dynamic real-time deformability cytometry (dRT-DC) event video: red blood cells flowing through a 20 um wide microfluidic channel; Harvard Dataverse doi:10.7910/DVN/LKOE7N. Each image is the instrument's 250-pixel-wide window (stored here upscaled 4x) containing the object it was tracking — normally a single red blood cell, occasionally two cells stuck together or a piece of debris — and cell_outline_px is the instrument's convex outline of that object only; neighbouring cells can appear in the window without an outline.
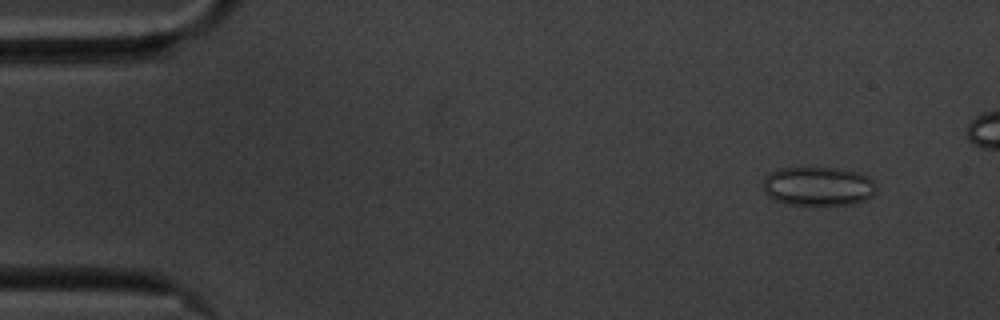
{"species": "common noctule bat (a hibernating species)", "species_latin": "Nyctalus noctula", "temperature_condition": "cold", "stored_images_in_passage": 52, "camera_frame_rate_fps": 3000, "um_per_image_px": 0.085, "animal": {"sex": "male", "body_mass_g": 20.1, "forearm_length_mm": 53.5}, "frame": {"image": 1, "passage_image": 5, "time_ms": 1.333, "image_size_px": [1000, 320], "cell_outline_px": [[876, 192], [872, 196], [864, 200], [852, 204], [784, 204], [768, 196], [764, 192], [764, 180], [772, 172], [780, 168], [840, 168], [856, 172], [868, 176], [876, 184]], "centroid_in_image_um": [69.57, 15.83], "position_along_channel_um": 15.4, "area_um2": 25.55}}
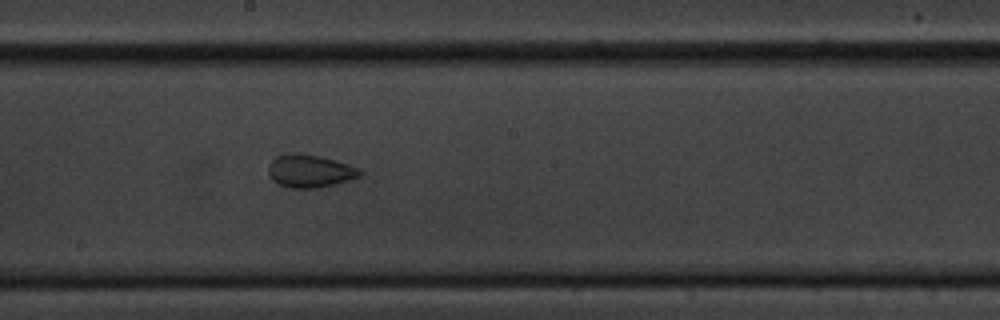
{"frame": {"image": 2, "passage_image": 31, "time_ms": 10.0, "image_size_px": [1000, 320], "cell_outline_px": [[364, 172], [360, 176], [348, 180], [320, 188], [292, 188], [280, 184], [272, 180], [268, 172], [268, 164], [276, 156], [288, 152], [300, 152], [320, 156], [348, 164], [360, 168]], "centroid_in_image_um": [26.33, 14.52], "position_along_channel_um": 221.9, "area_um2": 17.74}}
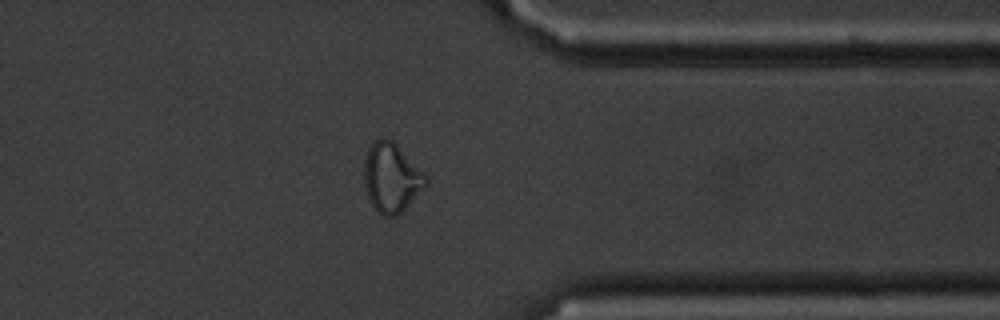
{"frame": {"image": 3, "passage_image": 45, "time_ms": 14.667, "image_size_px": [1000, 320], "cell_outline_px": [[428, 184], [396, 216], [384, 216], [372, 204], [368, 196], [364, 184], [364, 160], [368, 148], [376, 140], [384, 136], [392, 140], [424, 172], [428, 180]], "centroid_in_image_um": [33.27, 15.07], "position_along_channel_um": 378.1, "area_um2": 24.57}}